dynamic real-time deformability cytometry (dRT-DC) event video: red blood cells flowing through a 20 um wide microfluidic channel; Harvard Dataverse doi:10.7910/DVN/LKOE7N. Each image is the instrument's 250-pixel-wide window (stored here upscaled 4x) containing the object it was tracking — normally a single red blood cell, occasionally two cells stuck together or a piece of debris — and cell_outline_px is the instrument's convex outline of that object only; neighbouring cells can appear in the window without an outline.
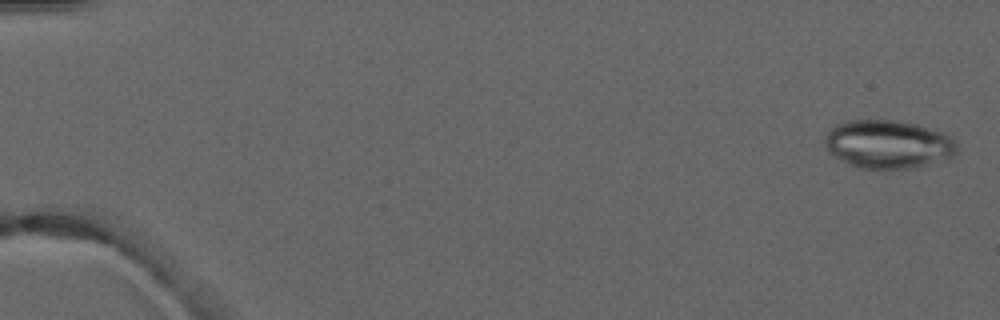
{"species": "common noctule bat (a hibernating species)", "species_latin": "Nyctalus noctula", "temperature_condition": "warm", "stored_images_in_passage": 4, "camera_frame_rate_fps": 3000, "um_per_image_px": 0.085, "animal": {"sex": "male", "forearm_length_mm": 52.5}, "frame": {"image": 1, "passage_image": 1, "time_ms": 0.0, "image_size_px": [1000, 320], "cell_outline_px": [[956, 152], [952, 156], [916, 168], [860, 168], [832, 156], [828, 152], [824, 144], [824, 140], [828, 132], [836, 124], [844, 120], [896, 120], [916, 124], [940, 132], [956, 140]], "centroid_in_image_um": [75.44, 12.25], "position_along_channel_um": 9.6, "area_um2": 37.05}}